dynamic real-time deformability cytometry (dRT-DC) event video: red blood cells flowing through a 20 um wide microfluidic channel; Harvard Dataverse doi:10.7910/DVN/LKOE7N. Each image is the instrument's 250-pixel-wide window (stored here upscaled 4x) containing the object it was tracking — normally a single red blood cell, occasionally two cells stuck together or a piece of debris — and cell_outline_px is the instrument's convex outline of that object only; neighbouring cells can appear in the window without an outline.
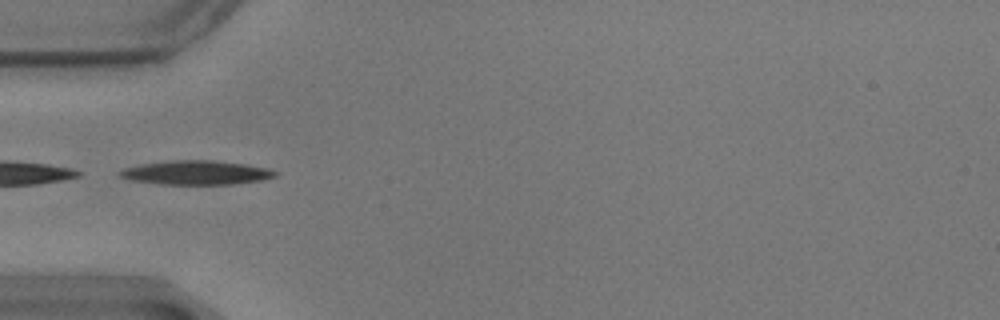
{"species": "common noctule bat (a hibernating species)", "species_latin": "Nyctalus noctula", "temperature_condition": "warm", "stored_images_in_passage": 3, "camera_frame_rate_fps": 3000, "um_per_image_px": 0.085, "animal": {"sex": "male", "body_mass_g": 17.9}, "frame": {"image": 1, "passage_image": 1, "time_ms": 0.0, "image_size_px": [1000, 320], "cell_outline_px": [[276, 176], [264, 180], [232, 184], [160, 184], [132, 180], [120, 176], [116, 172], [124, 168], [144, 164], [172, 160], [212, 160], [248, 164], [268, 168], [276, 172]], "centroid_in_image_um": [16.71, 14.67], "position_along_channel_um": 68.3, "area_um2": 21.73}}